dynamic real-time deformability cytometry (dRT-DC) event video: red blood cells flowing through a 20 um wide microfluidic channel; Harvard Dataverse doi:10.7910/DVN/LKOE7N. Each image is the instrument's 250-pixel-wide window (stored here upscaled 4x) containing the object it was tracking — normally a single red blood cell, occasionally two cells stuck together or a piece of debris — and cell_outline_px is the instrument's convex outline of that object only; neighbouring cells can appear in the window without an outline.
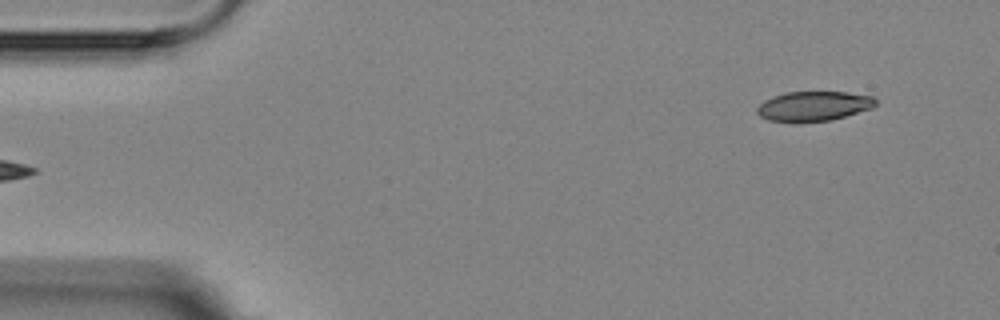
{"species": "Egyptian fruit bat (a non-hibernating species)", "species_latin": "Rousettus aegyptiacus", "temperature_condition": "room temperature", "stored_images_in_passage": 3, "camera_frame_rate_fps": 3000, "um_per_image_px": 0.085, "animal": {"sex": "female"}, "frame": {"image": 1, "passage_image": 3, "time_ms": 3.0, "image_size_px": [1000, 320], "cell_outline_px": [[876, 104], [872, 108], [832, 120], [796, 124], [768, 120], [760, 116], [756, 112], [756, 108], [764, 100], [772, 96], [784, 92], [848, 92], [872, 96], [876, 100]], "centroid_in_image_um": [69.11, 9.04], "position_along_channel_um": 15.9, "area_um2": 21.04}}